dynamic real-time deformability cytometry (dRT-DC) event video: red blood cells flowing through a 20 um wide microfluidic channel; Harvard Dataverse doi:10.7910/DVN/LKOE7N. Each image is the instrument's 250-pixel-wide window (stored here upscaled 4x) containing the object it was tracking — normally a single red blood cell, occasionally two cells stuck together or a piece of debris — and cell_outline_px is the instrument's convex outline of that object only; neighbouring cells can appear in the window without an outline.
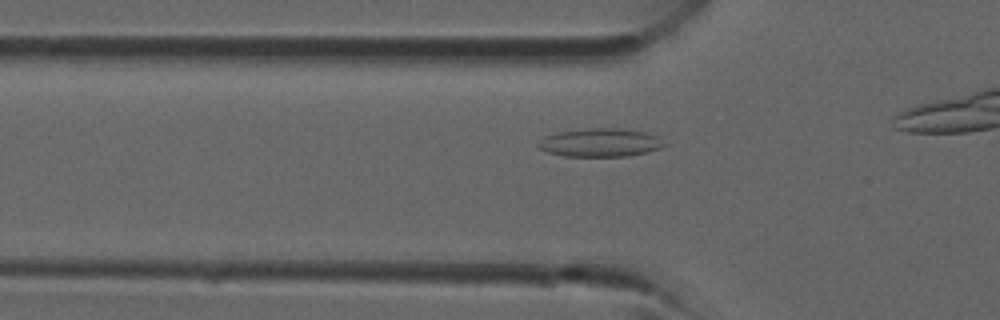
{"species": "common noctule bat (a hibernating species)", "species_latin": "Nyctalus noctula", "temperature_condition": "room temperature", "stored_images_in_passage": 11, "camera_frame_rate_fps": 3000, "um_per_image_px": 0.085, "animal": {"sex": "male", "forearm_length_mm": 52.5}, "frame": {"image": 1, "passage_image": 7, "time_ms": 2.0, "image_size_px": [1000, 320], "cell_outline_px": [[668, 144], [660, 148], [648, 152], [628, 156], [564, 156], [548, 152], [540, 148], [536, 144], [544, 136], [560, 132], [588, 128], [620, 128], [648, 132], [656, 136]], "centroid_in_image_um": [51.05, 12.12], "position_along_channel_um": 74.7, "area_um2": 20.87}}
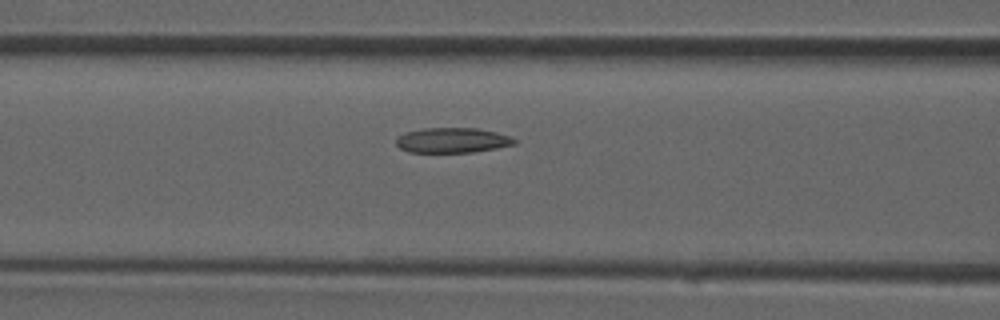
{"frame": {"image": 2, "passage_image": 10, "time_ms": 3.0, "image_size_px": [1000, 320], "cell_outline_px": [[516, 144], [496, 148], [472, 152], [408, 152], [400, 148], [396, 144], [396, 136], [404, 132], [424, 128], [476, 128], [496, 132], [512, 136], [516, 140]], "centroid_in_image_um": [38.43, 11.92], "position_along_channel_um": 128.2, "area_um2": 17.4}}